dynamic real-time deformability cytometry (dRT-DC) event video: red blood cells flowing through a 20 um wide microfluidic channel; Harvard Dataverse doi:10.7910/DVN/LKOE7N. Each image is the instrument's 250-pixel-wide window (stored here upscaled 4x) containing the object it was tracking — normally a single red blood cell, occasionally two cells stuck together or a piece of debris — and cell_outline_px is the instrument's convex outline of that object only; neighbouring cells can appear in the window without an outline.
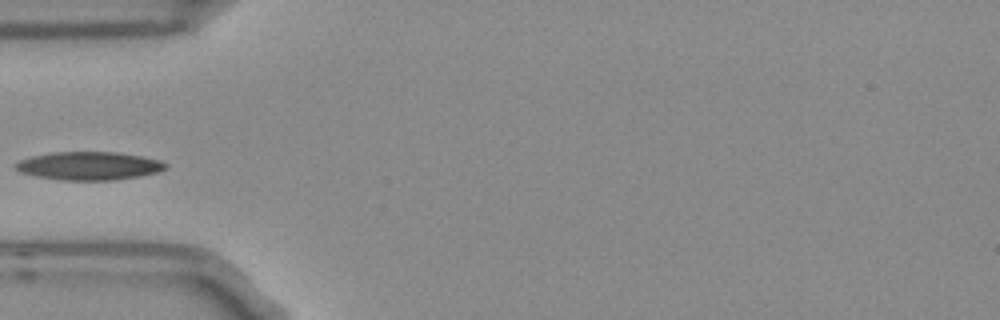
{"species": "Egyptian fruit bat (a non-hibernating species)", "species_latin": "Rousettus aegyptiacus", "temperature_condition": "room temperature", "stored_images_in_passage": 1, "camera_frame_rate_fps": 3000, "um_per_image_px": 0.085, "frame": {"image": 1, "passage_image": 1, "time_ms": 0.0, "image_size_px": [1000, 320], "cell_outline_px": [[168, 164], [160, 172], [140, 176], [116, 180], [60, 180], [36, 176], [20, 172], [12, 164], [20, 160], [32, 156], [52, 152], [116, 152], [140, 156], [160, 160]], "centroid_in_image_um": [7.56, 14.1], "position_along_channel_um": 77.4, "area_um2": 24.74}}